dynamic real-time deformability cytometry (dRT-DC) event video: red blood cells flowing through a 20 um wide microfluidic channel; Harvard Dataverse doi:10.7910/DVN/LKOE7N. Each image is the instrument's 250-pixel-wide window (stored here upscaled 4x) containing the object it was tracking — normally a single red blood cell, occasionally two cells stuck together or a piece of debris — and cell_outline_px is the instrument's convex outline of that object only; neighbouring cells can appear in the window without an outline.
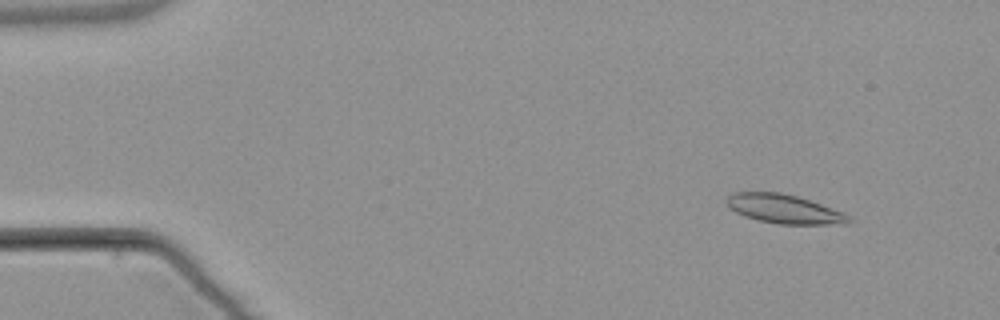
{"species": "common noctule bat (a hibernating species)", "species_latin": "Nyctalus noctula", "temperature_condition": "warm", "stored_images_in_passage": 5, "camera_frame_rate_fps": 3000, "um_per_image_px": 0.085, "animal": {"sex": "male", "body_mass_g": 21.5, "forearm_length_mm": 52.0}, "frame": {"image": 1, "passage_image": 2, "time_ms": 1.0, "image_size_px": [1000, 320], "cell_outline_px": [[852, 220], [844, 224], [776, 224], [756, 220], [744, 216], [728, 208], [724, 200], [732, 192], [780, 192], [796, 196], [844, 212], [852, 216]], "centroid_in_image_um": [66.62, 17.77], "position_along_channel_um": 18.4, "area_um2": 20.81}}